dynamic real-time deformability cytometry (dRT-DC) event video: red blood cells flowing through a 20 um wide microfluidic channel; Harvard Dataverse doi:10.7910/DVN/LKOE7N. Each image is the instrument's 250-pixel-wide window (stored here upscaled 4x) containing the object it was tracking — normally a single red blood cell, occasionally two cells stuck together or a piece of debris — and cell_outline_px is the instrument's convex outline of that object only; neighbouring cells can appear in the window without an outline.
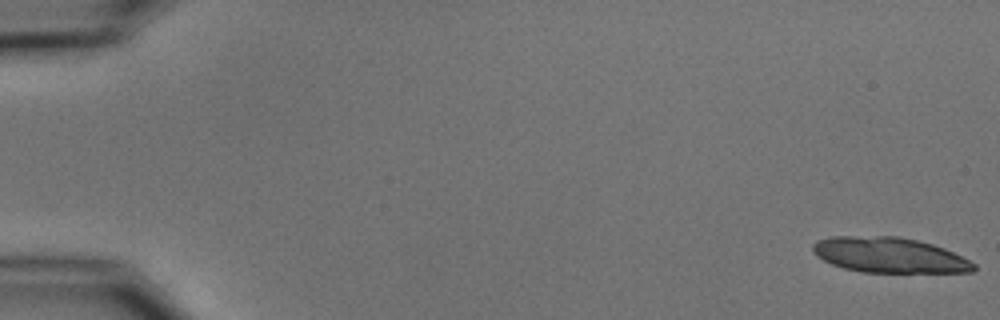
{"species": "common noctule bat (a hibernating species)", "species_latin": "Nyctalus noctula", "temperature_condition": "cold", "stored_images_in_passage": 21, "camera_frame_rate_fps": 3000, "um_per_image_px": 0.085, "animal": {"sex": "male", "body_mass_g": 15.6}, "frame": {"image": 1, "passage_image": 1, "time_ms": 0.0, "image_size_px": [1000, 320], "cell_outline_px": [[976, 268], [972, 272], [860, 272], [844, 268], [832, 264], [816, 256], [812, 252], [812, 244], [816, 240], [832, 236], [900, 236], [932, 244], [944, 248], [976, 264]], "centroid_in_image_um": [75.55, 21.67], "position_along_channel_um": 9.5, "area_um2": 33.12}}